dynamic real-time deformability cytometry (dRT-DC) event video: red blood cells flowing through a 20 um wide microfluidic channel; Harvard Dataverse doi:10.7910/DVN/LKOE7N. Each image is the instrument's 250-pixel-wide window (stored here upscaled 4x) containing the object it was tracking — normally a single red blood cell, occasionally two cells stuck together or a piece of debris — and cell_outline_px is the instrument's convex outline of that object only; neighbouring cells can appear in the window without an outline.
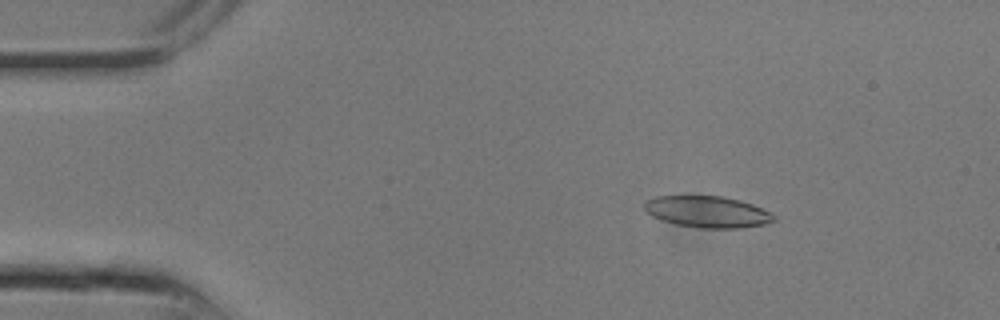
{"species": "common noctule bat (a hibernating species)", "species_latin": "Nyctalus noctula", "temperature_condition": "room temperature", "stored_images_in_passage": 10, "camera_frame_rate_fps": 3000, "um_per_image_px": 0.085, "animal": {"sex": "male", "body_mass_g": 13.3}, "frame": {"image": 1, "passage_image": 4, "time_ms": 1.0, "image_size_px": [1000, 320], "cell_outline_px": [[776, 220], [764, 224], [740, 228], [700, 228], [676, 224], [652, 216], [644, 212], [644, 200], [656, 196], [724, 196], [740, 200], [752, 204], [776, 216]], "centroid_in_image_um": [60.1, 18.0], "position_along_channel_um": 24.9, "area_um2": 23.76}}
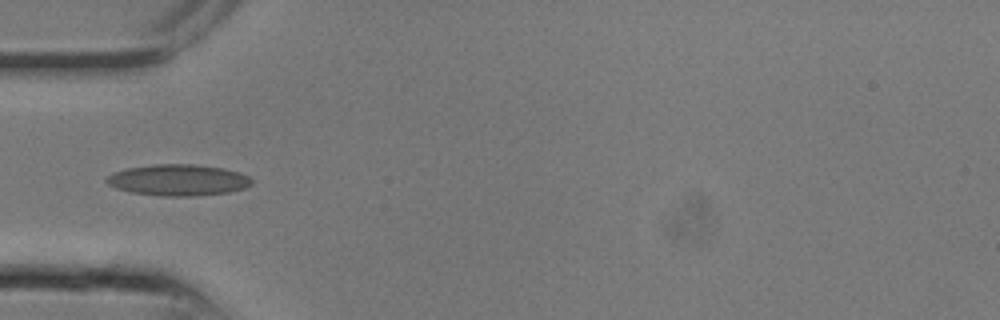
{"frame": {"image": 2, "passage_image": 8, "time_ms": 2.333, "image_size_px": [1000, 320], "cell_outline_px": [[252, 184], [244, 188], [228, 192], [196, 196], [160, 196], [132, 192], [116, 188], [108, 184], [104, 180], [112, 172], [128, 168], [156, 164], [192, 164], [224, 168], [240, 172], [248, 176], [252, 180]], "centroid_in_image_um": [15.15, 15.3], "position_along_channel_um": 69.9, "area_um2": 26.47}}